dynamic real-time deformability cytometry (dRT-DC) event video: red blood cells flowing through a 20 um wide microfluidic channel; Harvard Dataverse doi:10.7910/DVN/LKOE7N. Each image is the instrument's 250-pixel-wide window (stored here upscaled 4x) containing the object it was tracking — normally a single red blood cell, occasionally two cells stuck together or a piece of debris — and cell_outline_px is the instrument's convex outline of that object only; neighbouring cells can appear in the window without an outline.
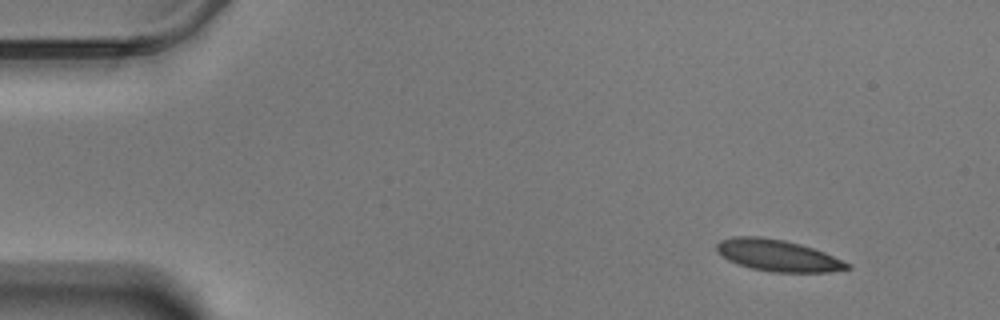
{"species": "Egyptian fruit bat (a non-hibernating species)", "species_latin": "Rousettus aegyptiacus", "temperature_condition": "warm", "stored_images_in_passage": 53, "camera_frame_rate_fps": 3000, "um_per_image_px": 0.085, "animal": {"sex": "male"}, "frame": {"image": 1, "passage_image": 1, "time_ms": 0.0, "image_size_px": [1000, 320], "cell_outline_px": [[852, 268], [832, 272], [772, 272], [752, 268], [728, 260], [716, 252], [716, 244], [720, 240], [732, 236], [760, 236], [784, 240], [800, 244], [824, 252], [852, 264]], "centroid_in_image_um": [66.12, 21.71], "position_along_channel_um": 18.9, "area_um2": 24.1}}
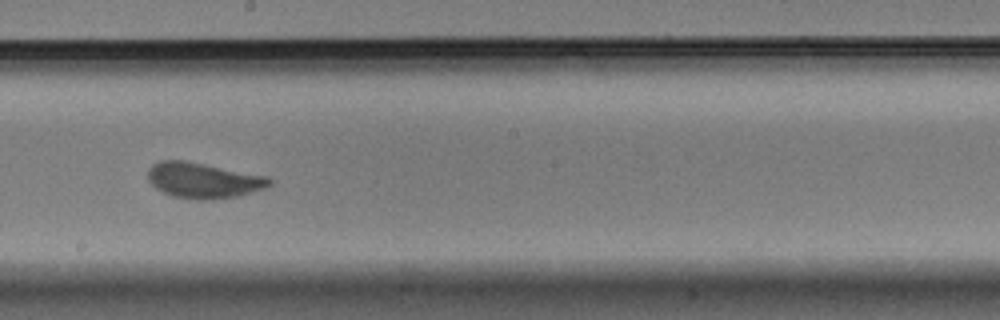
{"frame": {"image": 2, "passage_image": 28, "time_ms": 9.0, "image_size_px": [1000, 320], "cell_outline_px": [[272, 184], [264, 188], [240, 196], [212, 200], [192, 200], [172, 196], [156, 188], [148, 180], [148, 168], [152, 164], [160, 160], [188, 160], [268, 176], [272, 180]], "centroid_in_image_um": [17.29, 15.33], "position_along_channel_um": 230.9, "area_um2": 25.66}}
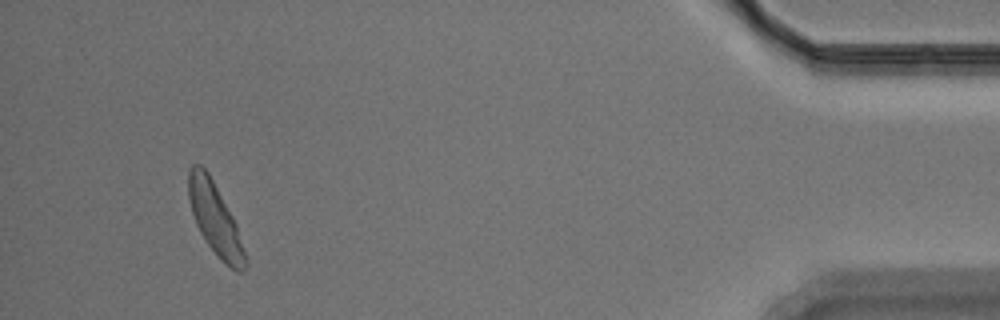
{"frame": {"image": 3, "passage_image": 50, "time_ms": 16.333, "image_size_px": [1000, 320], "cell_outline_px": [[248, 264], [244, 272], [236, 272], [208, 244], [200, 232], [196, 224], [192, 212], [188, 196], [188, 172], [192, 164], [200, 164], [208, 172], [232, 216], [236, 224], [248, 260]], "centroid_in_image_um": [18.29, 18.6], "position_along_channel_um": 416.9, "area_um2": 23.18}, "authors_computed_cell_mechanics": {"area_um2": 24.1604, "velocity_mm_per_s": 3.4474, "shape_relaxation_time_tau1_ms": 2.9681, "shape_relaxation_time_tau2_ms": null, "deformation_change_tau1": 0.1317, "deformation_change_tau2": null}}